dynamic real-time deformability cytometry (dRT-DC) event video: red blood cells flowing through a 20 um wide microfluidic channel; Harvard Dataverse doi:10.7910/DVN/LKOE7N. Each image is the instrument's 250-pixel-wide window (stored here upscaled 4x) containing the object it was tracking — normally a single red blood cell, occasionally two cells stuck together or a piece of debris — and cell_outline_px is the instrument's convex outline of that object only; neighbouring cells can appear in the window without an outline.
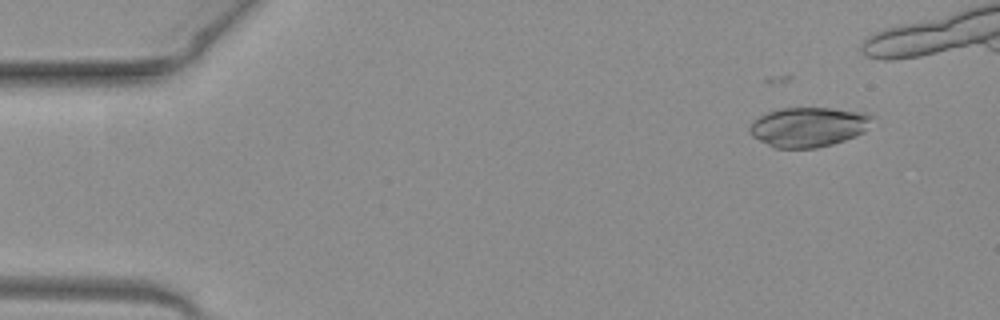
{"species": "common noctule bat (a hibernating species)", "species_latin": "Nyctalus noctula", "temperature_condition": "warm", "stored_images_in_passage": 11, "camera_frame_rate_fps": 3000, "um_per_image_px": 0.085, "animal": {"sex": "female", "body_mass_g": 19.3, "forearm_length_mm": 54.1}, "frame": {"image": 1, "passage_image": 1, "time_ms": 0.0, "image_size_px": [1000, 320], "cell_outline_px": [[876, 116], [868, 128], [864, 132], [856, 136], [832, 144], [816, 148], [776, 148], [752, 136], [748, 132], [748, 128], [752, 120], [768, 112], [780, 108], [832, 108], [864, 112]], "centroid_in_image_um": [68.74, 10.78], "position_along_channel_um": 16.3, "area_um2": 28.55}}